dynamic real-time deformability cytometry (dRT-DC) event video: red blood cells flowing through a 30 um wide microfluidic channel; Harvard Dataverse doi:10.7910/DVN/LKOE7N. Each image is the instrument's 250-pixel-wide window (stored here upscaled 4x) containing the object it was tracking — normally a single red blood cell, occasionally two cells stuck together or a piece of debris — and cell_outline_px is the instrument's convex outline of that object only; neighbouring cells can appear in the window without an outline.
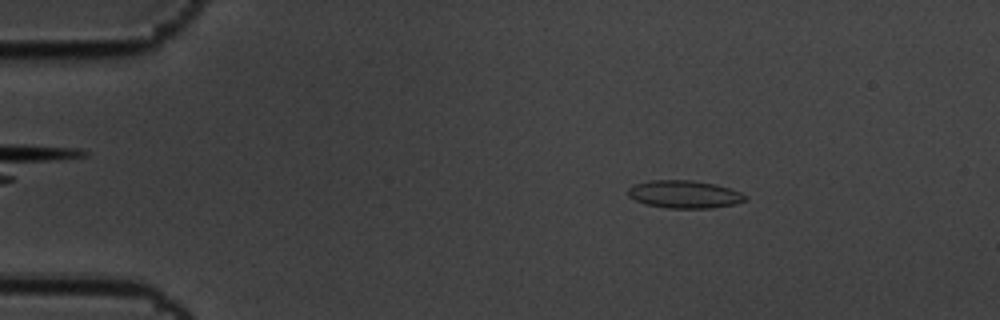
{"species": "common noctule bat (a hibernating species)", "species_latin": "Nyctalus noctula", "temperature_condition": "cold", "stored_images_in_passage": 4, "camera_frame_rate_fps": 3000, "um_per_image_px": 0.085, "animal": {"sex": "male", "body_mass_g": 19.5, "forearm_length_mm": 54.6}, "frame": {"image": 1, "passage_image": 2, "time_ms": 0.333, "image_size_px": [1000, 320], "cell_outline_px": [[748, 200], [736, 204], [712, 208], [668, 208], [644, 204], [628, 196], [628, 188], [636, 184], [652, 180], [692, 180], [712, 184], [728, 188], [740, 192], [748, 196]], "centroid_in_image_um": [58.19, 16.53], "position_along_channel_um": 26.8, "area_um2": 18.9}}